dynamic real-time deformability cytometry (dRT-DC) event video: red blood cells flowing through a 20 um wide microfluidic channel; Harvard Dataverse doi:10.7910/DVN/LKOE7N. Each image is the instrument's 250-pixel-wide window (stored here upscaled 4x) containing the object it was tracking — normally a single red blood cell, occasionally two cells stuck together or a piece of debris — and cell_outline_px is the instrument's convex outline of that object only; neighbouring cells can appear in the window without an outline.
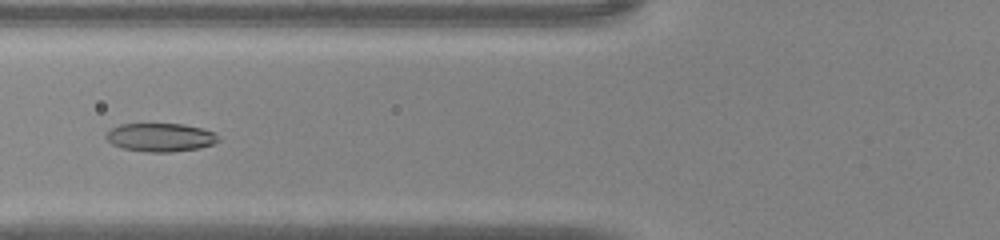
{"species": "common noctule bat (a hibernating species)", "species_latin": "Nyctalus noctula", "temperature_condition": "warm", "stored_images_in_passage": 41, "camera_frame_rate_fps": 3000, "um_per_image_px": 0.085, "animal": {"sex": "male", "body_mass_g": 20.0, "forearm_length_mm": 53.3}, "frame": {"image": 1, "passage_image": 14, "time_ms": 4.333, "image_size_px": [1000, 240], "cell_outline_px": [[220, 140], [212, 144], [200, 148], [172, 152], [148, 152], [124, 148], [112, 144], [104, 136], [112, 128], [120, 124], [184, 124], [200, 128], [212, 132], [220, 136]], "centroid_in_image_um": [13.65, 11.68], "position_along_channel_um": 112.2, "area_um2": 18.5}}
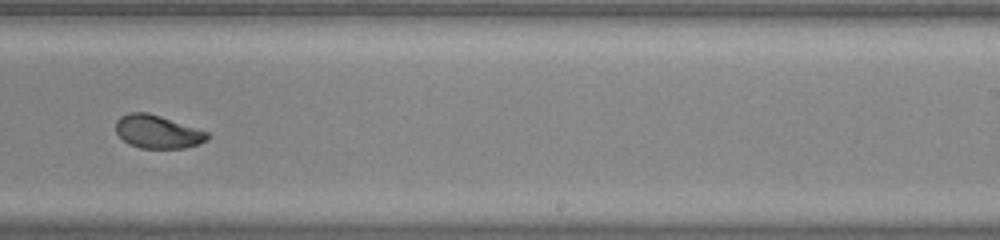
{"frame": {"image": 2, "passage_image": 25, "time_ms": 8.0, "image_size_px": [1000, 240], "cell_outline_px": [[212, 136], [208, 140], [184, 148], [140, 148], [128, 144], [116, 132], [116, 120], [120, 116], [128, 112], [148, 112], [208, 132]], "centroid_in_image_um": [13.38, 11.19], "position_along_channel_um": 275.6, "area_um2": 17.69}}
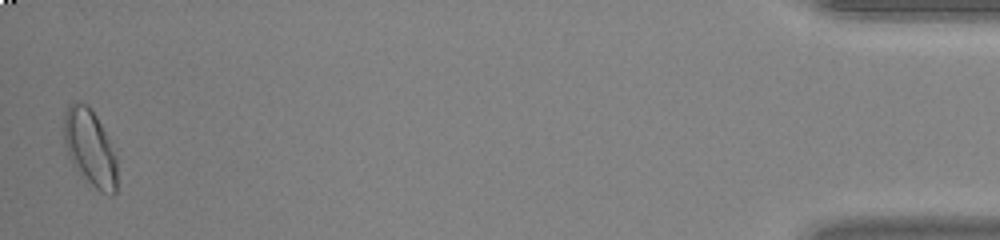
{"frame": {"image": 3, "passage_image": 41, "time_ms": 13.333, "image_size_px": [1000, 240], "cell_outline_px": [[116, 192], [112, 196], [108, 196], [100, 192], [84, 180], [80, 176], [68, 156], [64, 144], [64, 112], [68, 104], [88, 104], [96, 116], [116, 156]], "centroid_in_image_um": [7.63, 12.63], "position_along_channel_um": 427.6, "area_um2": 23.7}}